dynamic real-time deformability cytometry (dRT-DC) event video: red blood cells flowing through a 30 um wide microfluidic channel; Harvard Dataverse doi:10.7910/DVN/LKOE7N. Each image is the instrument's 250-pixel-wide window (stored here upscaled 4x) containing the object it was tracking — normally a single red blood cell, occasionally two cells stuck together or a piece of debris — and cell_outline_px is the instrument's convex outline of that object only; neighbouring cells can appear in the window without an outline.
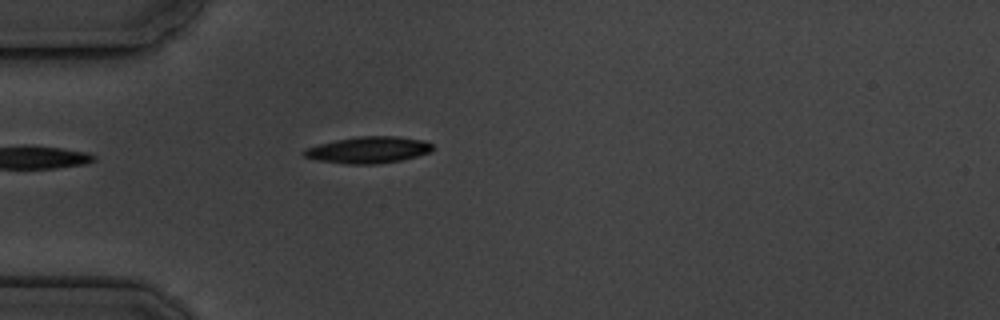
{"species": "common noctule bat (a hibernating species)", "species_latin": "Nyctalus noctula", "temperature_condition": "cold", "stored_images_in_passage": 5, "camera_frame_rate_fps": 3000, "um_per_image_px": 0.085, "animal": {"sex": "male", "body_mass_g": 19.5, "forearm_length_mm": 54.6}, "frame": {"image": 1, "passage_image": 5, "time_ms": 4.333, "image_size_px": [1000, 320], "cell_outline_px": [[432, 152], [400, 160], [376, 164], [344, 164], [320, 160], [304, 156], [300, 152], [304, 148], [336, 140], [360, 136], [392, 136], [424, 140], [432, 144]], "centroid_in_image_um": [31.3, 12.74], "position_along_channel_um": 53.7, "area_um2": 19.77}}